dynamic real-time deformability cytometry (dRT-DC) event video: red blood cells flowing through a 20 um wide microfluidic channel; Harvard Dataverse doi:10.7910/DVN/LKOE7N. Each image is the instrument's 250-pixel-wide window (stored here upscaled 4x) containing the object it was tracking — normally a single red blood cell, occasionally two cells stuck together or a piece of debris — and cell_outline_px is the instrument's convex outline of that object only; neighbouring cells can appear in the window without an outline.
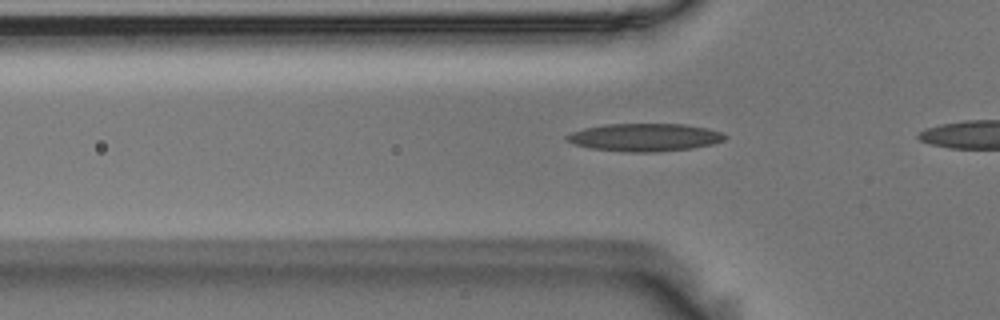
{"species": "Egyptian fruit bat (a non-hibernating species)", "species_latin": "Rousettus aegyptiacus", "temperature_condition": "room temperature", "stored_images_in_passage": 9, "camera_frame_rate_fps": 3000, "um_per_image_px": 0.085, "animal": {"sex": "male"}, "frame": {"image": 1, "passage_image": 6, "time_ms": 1.667, "image_size_px": [1000, 320], "cell_outline_px": [[728, 136], [724, 140], [712, 144], [692, 148], [656, 152], [628, 152], [588, 148], [572, 144], [564, 140], [564, 136], [572, 132], [584, 128], [604, 124], [684, 124], [708, 128], [720, 132]], "centroid_in_image_um": [54.75, 11.67], "position_along_channel_um": 71.0, "area_um2": 25.84}}